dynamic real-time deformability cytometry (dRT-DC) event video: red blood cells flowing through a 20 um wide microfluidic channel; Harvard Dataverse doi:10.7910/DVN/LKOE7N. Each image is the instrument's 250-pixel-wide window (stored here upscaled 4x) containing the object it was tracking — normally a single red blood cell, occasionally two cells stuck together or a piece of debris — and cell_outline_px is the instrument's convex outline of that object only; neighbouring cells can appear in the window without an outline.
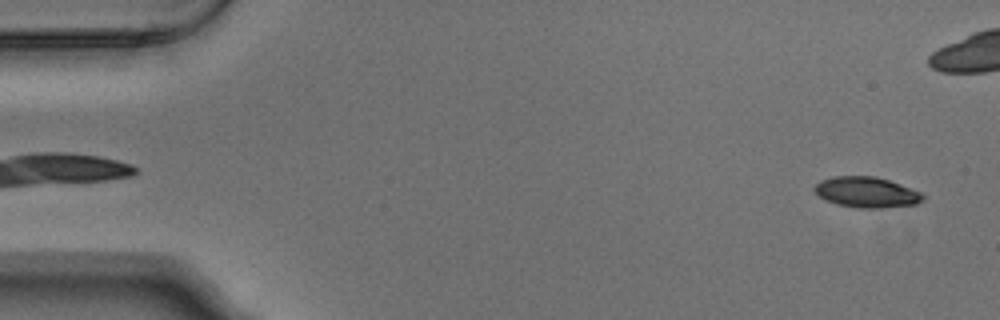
{"species": "Egyptian fruit bat (a non-hibernating species)", "species_latin": "Rousettus aegyptiacus", "temperature_condition": "warm", "stored_images_in_passage": 5, "segment_of_instrument_passage": [2, 2], "camera_frame_rate_fps": 3000, "um_per_image_px": 0.085, "animal": {"sex": "male"}, "frame": {"image": 1, "passage_image": 5, "time_ms": 1.333, "image_size_px": [1000, 320], "cell_outline_px": [[924, 200], [916, 204], [880, 208], [860, 208], [836, 204], [824, 200], [812, 188], [820, 180], [832, 176], [876, 176], [900, 184], [920, 192], [924, 196]], "centroid_in_image_um": [73.63, 16.34], "position_along_channel_um": 11.4, "area_um2": 19.36}}